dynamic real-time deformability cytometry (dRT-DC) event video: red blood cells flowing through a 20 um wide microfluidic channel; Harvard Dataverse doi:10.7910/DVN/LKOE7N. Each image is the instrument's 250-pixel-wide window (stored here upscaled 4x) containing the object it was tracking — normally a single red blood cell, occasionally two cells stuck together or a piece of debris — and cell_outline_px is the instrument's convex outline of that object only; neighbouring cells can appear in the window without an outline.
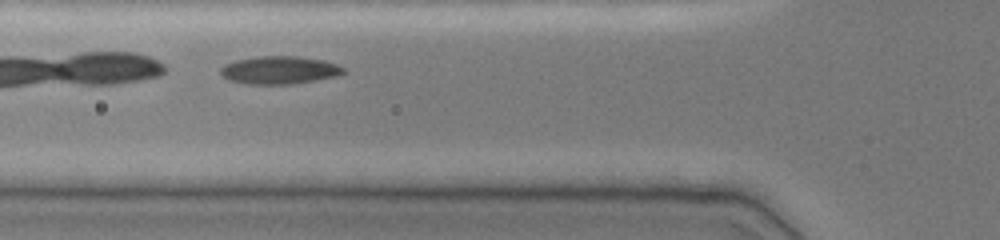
{"species": "common noctule bat (a hibernating species)", "species_latin": "Nyctalus noctula", "temperature_condition": "cold", "stored_images_in_passage": 28, "camera_frame_rate_fps": 3000, "um_per_image_px": 0.085, "animal": {"sex": "female", "body_mass_g": 19.0, "forearm_length_mm": 51.5}, "frame": {"image": 1, "passage_image": 5, "time_ms": 1.333, "image_size_px": [1000, 240], "cell_outline_px": [[348, 72], [340, 76], [292, 84], [244, 84], [228, 80], [220, 72], [220, 68], [224, 64], [236, 60], [256, 56], [300, 56], [324, 60], [336, 64], [344, 68]], "centroid_in_image_um": [23.78, 5.96], "position_along_channel_um": 102.0, "area_um2": 20.29}, "authors_computed_cell_mechanics": {"area_um2": 19.7676, "velocity_mm_per_s": 3.8427, "shape_relaxation_time_tau1_ms": 7.0131, "shape_relaxation_time_tau2_ms": 9.3691, "deformation_change_tau1": 0.1511, "deformation_change_tau2": 0.1015}}